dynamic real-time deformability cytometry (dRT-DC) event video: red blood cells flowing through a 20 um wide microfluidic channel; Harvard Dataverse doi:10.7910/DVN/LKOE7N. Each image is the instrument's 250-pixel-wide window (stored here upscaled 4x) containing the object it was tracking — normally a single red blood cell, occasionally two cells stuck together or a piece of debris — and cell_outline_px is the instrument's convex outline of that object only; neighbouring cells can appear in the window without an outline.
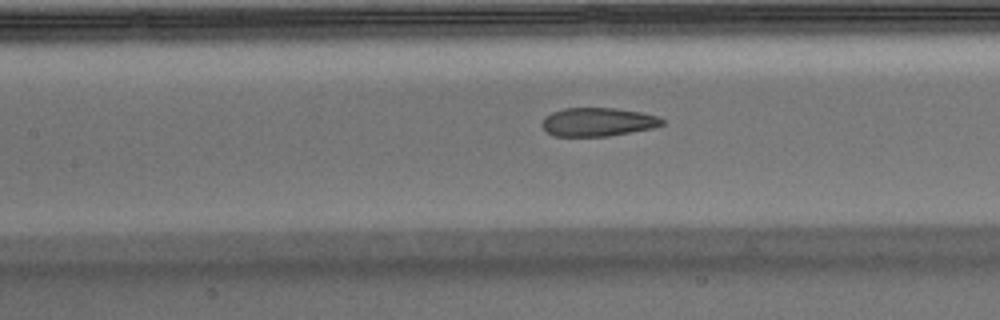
{"species": "Egyptian fruit bat (a non-hibernating species)", "species_latin": "Rousettus aegyptiacus", "temperature_condition": "warm", "stored_images_in_passage": 36, "camera_frame_rate_fps": 3000, "um_per_image_px": 0.085, "animal": {"sex": "male"}, "frame": {"image": 1, "passage_image": 9, "time_ms": 2.667, "image_size_px": [1000, 320], "cell_outline_px": [[664, 124], [652, 128], [608, 136], [552, 136], [540, 124], [544, 116], [552, 112], [564, 108], [616, 108], [644, 112], [656, 116], [664, 120]], "centroid_in_image_um": [50.8, 10.36], "position_along_channel_um": 156.6, "area_um2": 20.06}}
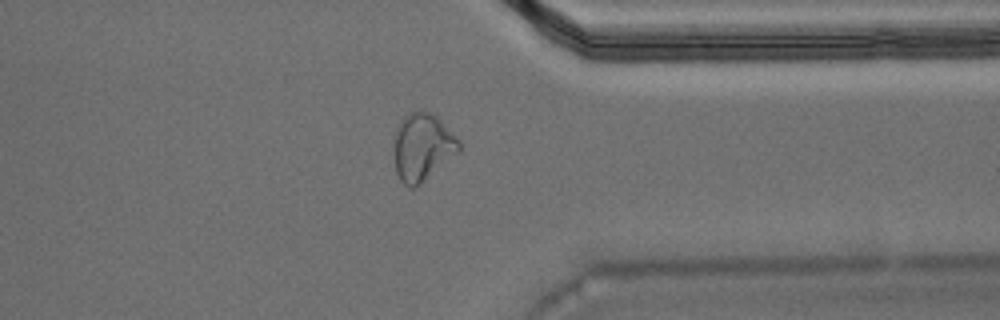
{"frame": {"image": 2, "passage_image": 27, "time_ms": 8.667, "image_size_px": [1000, 320], "cell_outline_px": [[460, 148], [456, 152], [420, 184], [412, 188], [408, 188], [400, 180], [396, 172], [392, 152], [400, 120], [404, 116], [420, 108], [432, 112], [460, 140]], "centroid_in_image_um": [35.86, 12.47], "position_along_channel_um": 375.5, "area_um2": 25.37}}
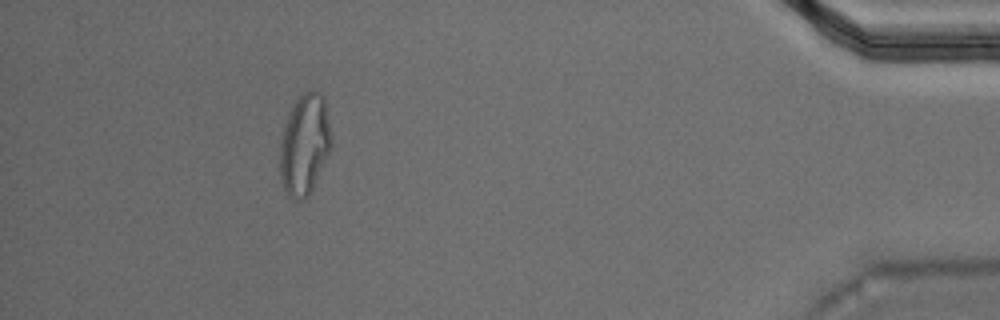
{"frame": {"image": 3, "passage_image": 34, "time_ms": 11.0, "image_size_px": [1000, 320], "cell_outline_px": [[332, 148], [312, 192], [304, 200], [296, 200], [288, 196], [284, 188], [280, 176], [280, 144], [284, 124], [288, 112], [296, 100], [304, 92], [320, 92], [324, 96], [332, 140]], "centroid_in_image_um": [25.9, 12.33], "position_along_channel_um": 409.3, "area_um2": 30.58}, "authors_computed_cell_mechanics": {"area_um2": 21.4149, "velocity_mm_per_s": 3.7399, "shape_relaxation_time_tau1_ms": null, "shape_relaxation_time_tau2_ms": 0.9565, "deformation_change_tau1": null, "deformation_change_tau2": 0.055}}